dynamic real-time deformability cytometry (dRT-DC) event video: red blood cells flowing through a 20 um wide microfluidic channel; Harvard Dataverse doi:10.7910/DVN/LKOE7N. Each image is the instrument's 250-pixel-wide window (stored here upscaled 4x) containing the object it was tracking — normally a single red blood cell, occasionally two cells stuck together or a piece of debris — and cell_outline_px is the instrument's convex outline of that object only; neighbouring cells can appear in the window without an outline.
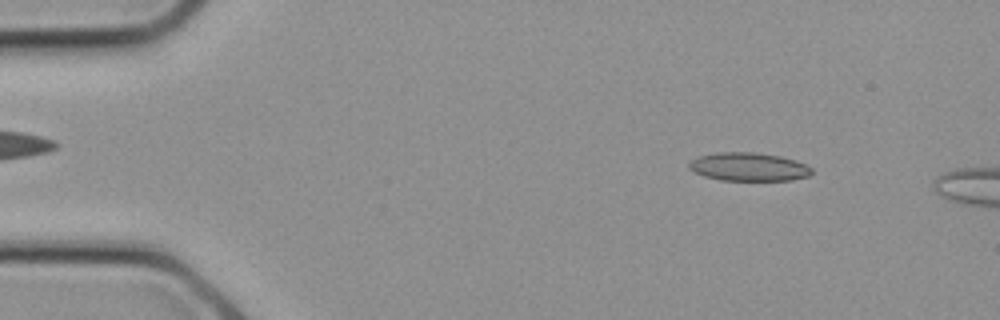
{"species": "common noctule bat (a hibernating species)", "species_latin": "Nyctalus noctula", "temperature_condition": "cold", "stored_images_in_passage": 5, "camera_frame_rate_fps": 3000, "um_per_image_px": 0.085, "animal": {"sex": "female", "body_mass_g": 21.9}, "frame": {"image": 1, "passage_image": 3, "time_ms": 0.667, "image_size_px": [1000, 320], "cell_outline_px": [[812, 172], [808, 176], [792, 180], [720, 180], [704, 176], [688, 168], [688, 164], [696, 156], [716, 152], [756, 152], [780, 156], [796, 160], [812, 168]], "centroid_in_image_um": [63.62, 14.17], "position_along_channel_um": 21.4, "area_um2": 20.35}}